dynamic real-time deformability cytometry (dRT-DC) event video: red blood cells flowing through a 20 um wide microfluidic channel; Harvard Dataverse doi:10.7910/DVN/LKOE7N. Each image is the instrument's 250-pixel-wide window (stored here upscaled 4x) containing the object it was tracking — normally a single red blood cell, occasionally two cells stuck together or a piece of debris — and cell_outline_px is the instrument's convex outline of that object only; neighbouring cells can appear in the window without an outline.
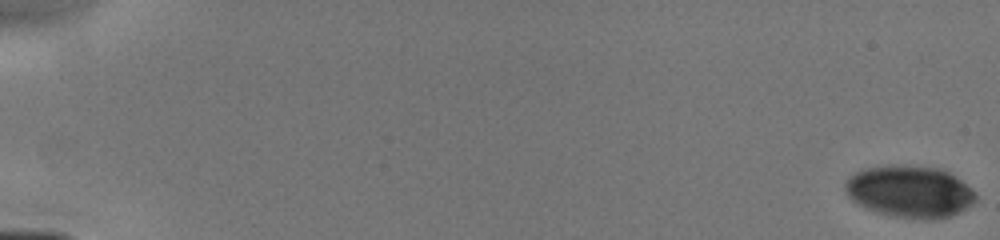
{"species": "human", "species_latin": "Homo sapiens", "temperature_condition": "cold", "stored_images_in_passage": 17, "camera_frame_rate_fps": 3000, "um_per_image_px": 0.085, "donor": {"sex": "male"}, "frame": {"image": 1, "passage_image": 1, "time_ms": 0.0, "image_size_px": [1000, 240], "cell_outline_px": [[976, 200], [972, 204], [960, 212], [948, 216], [932, 220], [924, 220], [896, 216], [880, 212], [868, 208], [852, 200], [848, 196], [844, 188], [844, 184], [856, 172], [868, 168], [888, 164], [896, 164], [940, 168], [948, 172], [972, 188], [976, 196]], "centroid_in_image_um": [77.35, 16.27], "position_along_channel_um": 7.6, "area_um2": 39.25}}
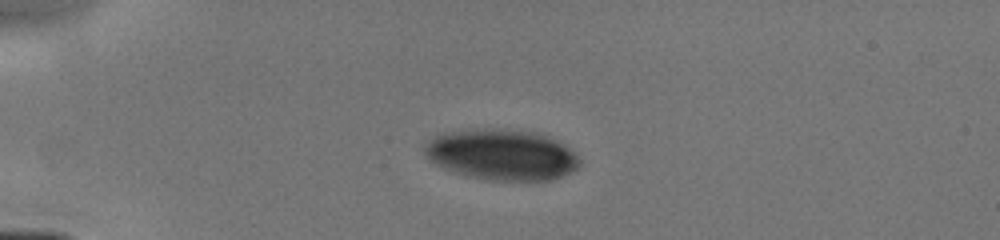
{"frame": {"image": 2, "passage_image": 12, "time_ms": 4.333, "image_size_px": [1000, 240], "cell_outline_px": [[580, 164], [572, 172], [548, 180], [492, 180], [452, 172], [428, 160], [424, 152], [424, 144], [436, 136], [444, 132], [476, 128], [500, 128], [536, 132], [548, 136], [556, 140], [568, 148], [580, 160]], "centroid_in_image_um": [42.61, 13.12], "position_along_channel_um": 42.4, "area_um2": 45.84}}
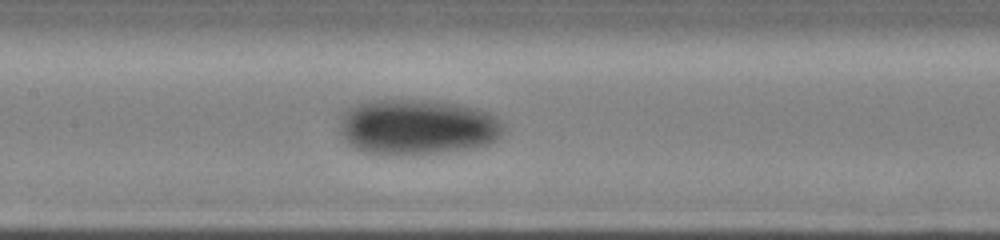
{"frame": {"image": 3, "passage_image": 17, "time_ms": 8.333, "image_size_px": [1000, 240], "cell_outline_px": [[504, 132], [496, 140], [488, 144], [468, 148], [404, 156], [380, 156], [364, 152], [348, 144], [344, 140], [340, 132], [340, 116], [348, 108], [356, 104], [368, 100], [436, 100], [460, 104], [476, 108], [488, 112], [496, 116], [504, 124]], "centroid_in_image_um": [35.43, 10.8], "position_along_channel_um": 172.0, "area_um2": 53.87}}